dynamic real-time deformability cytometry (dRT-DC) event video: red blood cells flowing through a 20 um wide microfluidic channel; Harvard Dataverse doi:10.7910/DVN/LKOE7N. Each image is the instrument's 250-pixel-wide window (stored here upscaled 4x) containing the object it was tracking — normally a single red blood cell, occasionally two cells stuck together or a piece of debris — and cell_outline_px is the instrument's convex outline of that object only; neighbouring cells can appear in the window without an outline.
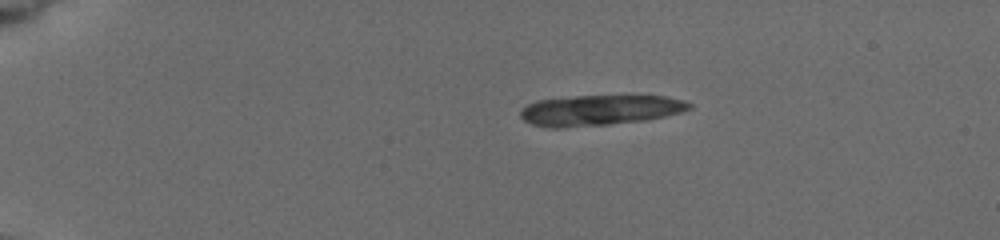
{"species": "common noctule bat (a hibernating species)", "species_latin": "Nyctalus noctula", "temperature_condition": "cold", "stored_images_in_passage": 9, "camera_frame_rate_fps": 3000, "um_per_image_px": 0.085, "animal": {"sex": "female", "body_mass_g": 19.5, "forearm_length_mm": 54.1}, "frame": {"image": 1, "passage_image": 1, "time_ms": 0.0, "image_size_px": [1000, 240], "cell_outline_px": [[692, 108], [680, 112], [664, 116], [644, 120], [608, 124], [564, 128], [552, 128], [532, 124], [524, 120], [520, 116], [520, 108], [536, 100], [576, 96], [664, 96], [684, 100], [692, 104]], "centroid_in_image_um": [50.94, 9.37], "position_along_channel_um": 34.1, "area_um2": 29.88}}